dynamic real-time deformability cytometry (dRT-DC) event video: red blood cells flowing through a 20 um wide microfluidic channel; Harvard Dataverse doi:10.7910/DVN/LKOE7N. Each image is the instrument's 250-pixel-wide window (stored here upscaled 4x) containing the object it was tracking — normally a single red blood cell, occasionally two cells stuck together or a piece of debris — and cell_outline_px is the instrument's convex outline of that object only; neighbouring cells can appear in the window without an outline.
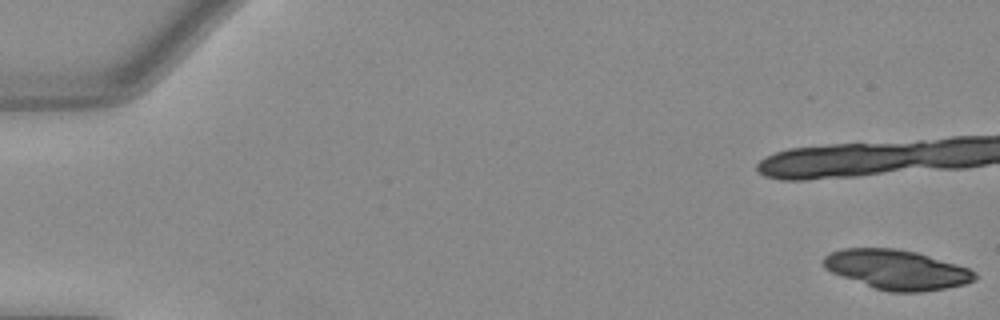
{"species": "Egyptian fruit bat (a non-hibernating species)", "species_latin": "Rousettus aegyptiacus", "temperature_condition": "warm", "stored_images_in_passage": 6, "camera_frame_rate_fps": 3000, "um_per_image_px": 0.085, "animal": {"sex": "female"}, "frame": {"image": 1, "passage_image": 1, "time_ms": 0.0, "image_size_px": [1000, 320], "cell_outline_px": [[976, 280], [964, 284], [944, 288], [920, 292], [892, 292], [876, 288], [832, 272], [824, 268], [824, 256], [832, 252], [844, 248], [896, 248], [916, 252], [956, 264], [968, 268], [976, 272]], "centroid_in_image_um": [76.25, 22.91], "position_along_channel_um": 8.8, "area_um2": 34.39}}